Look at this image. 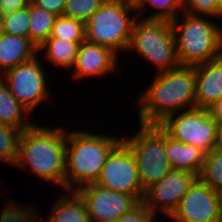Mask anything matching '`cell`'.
I'll return each instance as SVG.
<instances>
[{
    "label": "cell",
    "mask_w": 222,
    "mask_h": 222,
    "mask_svg": "<svg viewBox=\"0 0 222 222\" xmlns=\"http://www.w3.org/2000/svg\"><path fill=\"white\" fill-rule=\"evenodd\" d=\"M117 61V54L111 49L84 40L79 46L72 74L77 79L103 78L118 68Z\"/></svg>",
    "instance_id": "cell-14"
},
{
    "label": "cell",
    "mask_w": 222,
    "mask_h": 222,
    "mask_svg": "<svg viewBox=\"0 0 222 222\" xmlns=\"http://www.w3.org/2000/svg\"><path fill=\"white\" fill-rule=\"evenodd\" d=\"M135 51L157 67V73L181 66L171 21L157 19L135 20L127 51Z\"/></svg>",
    "instance_id": "cell-6"
},
{
    "label": "cell",
    "mask_w": 222,
    "mask_h": 222,
    "mask_svg": "<svg viewBox=\"0 0 222 222\" xmlns=\"http://www.w3.org/2000/svg\"><path fill=\"white\" fill-rule=\"evenodd\" d=\"M4 33L3 29V18L2 15L0 14V36Z\"/></svg>",
    "instance_id": "cell-35"
},
{
    "label": "cell",
    "mask_w": 222,
    "mask_h": 222,
    "mask_svg": "<svg viewBox=\"0 0 222 222\" xmlns=\"http://www.w3.org/2000/svg\"><path fill=\"white\" fill-rule=\"evenodd\" d=\"M97 185L133 196L139 203L143 201L145 191L139 178L135 157L129 147L121 141L107 156Z\"/></svg>",
    "instance_id": "cell-9"
},
{
    "label": "cell",
    "mask_w": 222,
    "mask_h": 222,
    "mask_svg": "<svg viewBox=\"0 0 222 222\" xmlns=\"http://www.w3.org/2000/svg\"><path fill=\"white\" fill-rule=\"evenodd\" d=\"M50 37L70 42H83L85 40V24L63 15L57 16Z\"/></svg>",
    "instance_id": "cell-24"
},
{
    "label": "cell",
    "mask_w": 222,
    "mask_h": 222,
    "mask_svg": "<svg viewBox=\"0 0 222 222\" xmlns=\"http://www.w3.org/2000/svg\"><path fill=\"white\" fill-rule=\"evenodd\" d=\"M68 193L56 200L46 222H91L82 198L75 191Z\"/></svg>",
    "instance_id": "cell-18"
},
{
    "label": "cell",
    "mask_w": 222,
    "mask_h": 222,
    "mask_svg": "<svg viewBox=\"0 0 222 222\" xmlns=\"http://www.w3.org/2000/svg\"><path fill=\"white\" fill-rule=\"evenodd\" d=\"M122 141L135 157L144 191L173 170L165 151V131L159 125H141L137 133Z\"/></svg>",
    "instance_id": "cell-7"
},
{
    "label": "cell",
    "mask_w": 222,
    "mask_h": 222,
    "mask_svg": "<svg viewBox=\"0 0 222 222\" xmlns=\"http://www.w3.org/2000/svg\"><path fill=\"white\" fill-rule=\"evenodd\" d=\"M155 75L138 99L140 125H159L171 114L196 107L194 67L180 66Z\"/></svg>",
    "instance_id": "cell-1"
},
{
    "label": "cell",
    "mask_w": 222,
    "mask_h": 222,
    "mask_svg": "<svg viewBox=\"0 0 222 222\" xmlns=\"http://www.w3.org/2000/svg\"><path fill=\"white\" fill-rule=\"evenodd\" d=\"M4 33L28 37L29 30V5L2 15Z\"/></svg>",
    "instance_id": "cell-26"
},
{
    "label": "cell",
    "mask_w": 222,
    "mask_h": 222,
    "mask_svg": "<svg viewBox=\"0 0 222 222\" xmlns=\"http://www.w3.org/2000/svg\"><path fill=\"white\" fill-rule=\"evenodd\" d=\"M83 200L91 222H115L139 202L131 195L111 191L95 183L75 191Z\"/></svg>",
    "instance_id": "cell-12"
},
{
    "label": "cell",
    "mask_w": 222,
    "mask_h": 222,
    "mask_svg": "<svg viewBox=\"0 0 222 222\" xmlns=\"http://www.w3.org/2000/svg\"><path fill=\"white\" fill-rule=\"evenodd\" d=\"M115 137L88 130L67 131L65 190L96 183L107 156L122 141V137Z\"/></svg>",
    "instance_id": "cell-3"
},
{
    "label": "cell",
    "mask_w": 222,
    "mask_h": 222,
    "mask_svg": "<svg viewBox=\"0 0 222 222\" xmlns=\"http://www.w3.org/2000/svg\"><path fill=\"white\" fill-rule=\"evenodd\" d=\"M216 7L217 0H183L182 12L192 15L209 16L215 20Z\"/></svg>",
    "instance_id": "cell-28"
},
{
    "label": "cell",
    "mask_w": 222,
    "mask_h": 222,
    "mask_svg": "<svg viewBox=\"0 0 222 222\" xmlns=\"http://www.w3.org/2000/svg\"><path fill=\"white\" fill-rule=\"evenodd\" d=\"M132 13L135 10L131 0H105L85 23V40L117 55L118 51H127L137 19Z\"/></svg>",
    "instance_id": "cell-5"
},
{
    "label": "cell",
    "mask_w": 222,
    "mask_h": 222,
    "mask_svg": "<svg viewBox=\"0 0 222 222\" xmlns=\"http://www.w3.org/2000/svg\"><path fill=\"white\" fill-rule=\"evenodd\" d=\"M39 61L36 55L0 75L7 83L13 97L31 114L49 96L47 75Z\"/></svg>",
    "instance_id": "cell-10"
},
{
    "label": "cell",
    "mask_w": 222,
    "mask_h": 222,
    "mask_svg": "<svg viewBox=\"0 0 222 222\" xmlns=\"http://www.w3.org/2000/svg\"><path fill=\"white\" fill-rule=\"evenodd\" d=\"M151 211L141 202L129 213L124 214L115 222H152L156 220Z\"/></svg>",
    "instance_id": "cell-29"
},
{
    "label": "cell",
    "mask_w": 222,
    "mask_h": 222,
    "mask_svg": "<svg viewBox=\"0 0 222 222\" xmlns=\"http://www.w3.org/2000/svg\"><path fill=\"white\" fill-rule=\"evenodd\" d=\"M82 42H70L64 39L49 37L38 49V53L45 51V57L49 62L64 69L73 68Z\"/></svg>",
    "instance_id": "cell-20"
},
{
    "label": "cell",
    "mask_w": 222,
    "mask_h": 222,
    "mask_svg": "<svg viewBox=\"0 0 222 222\" xmlns=\"http://www.w3.org/2000/svg\"><path fill=\"white\" fill-rule=\"evenodd\" d=\"M36 55H38V49L29 37L3 33L0 36V75Z\"/></svg>",
    "instance_id": "cell-17"
},
{
    "label": "cell",
    "mask_w": 222,
    "mask_h": 222,
    "mask_svg": "<svg viewBox=\"0 0 222 222\" xmlns=\"http://www.w3.org/2000/svg\"><path fill=\"white\" fill-rule=\"evenodd\" d=\"M34 0H27L28 3H33Z\"/></svg>",
    "instance_id": "cell-36"
},
{
    "label": "cell",
    "mask_w": 222,
    "mask_h": 222,
    "mask_svg": "<svg viewBox=\"0 0 222 222\" xmlns=\"http://www.w3.org/2000/svg\"><path fill=\"white\" fill-rule=\"evenodd\" d=\"M30 116L31 113L13 97L7 83L0 76V123L23 131L33 125L26 119Z\"/></svg>",
    "instance_id": "cell-19"
},
{
    "label": "cell",
    "mask_w": 222,
    "mask_h": 222,
    "mask_svg": "<svg viewBox=\"0 0 222 222\" xmlns=\"http://www.w3.org/2000/svg\"><path fill=\"white\" fill-rule=\"evenodd\" d=\"M105 0H66L63 16L84 24Z\"/></svg>",
    "instance_id": "cell-27"
},
{
    "label": "cell",
    "mask_w": 222,
    "mask_h": 222,
    "mask_svg": "<svg viewBox=\"0 0 222 222\" xmlns=\"http://www.w3.org/2000/svg\"><path fill=\"white\" fill-rule=\"evenodd\" d=\"M213 119L219 125H222V99L215 103L211 108L208 109Z\"/></svg>",
    "instance_id": "cell-32"
},
{
    "label": "cell",
    "mask_w": 222,
    "mask_h": 222,
    "mask_svg": "<svg viewBox=\"0 0 222 222\" xmlns=\"http://www.w3.org/2000/svg\"><path fill=\"white\" fill-rule=\"evenodd\" d=\"M198 178L222 194V147L216 146L206 153Z\"/></svg>",
    "instance_id": "cell-23"
},
{
    "label": "cell",
    "mask_w": 222,
    "mask_h": 222,
    "mask_svg": "<svg viewBox=\"0 0 222 222\" xmlns=\"http://www.w3.org/2000/svg\"><path fill=\"white\" fill-rule=\"evenodd\" d=\"M165 151L173 170L199 175L206 153L191 144H183L165 132Z\"/></svg>",
    "instance_id": "cell-16"
},
{
    "label": "cell",
    "mask_w": 222,
    "mask_h": 222,
    "mask_svg": "<svg viewBox=\"0 0 222 222\" xmlns=\"http://www.w3.org/2000/svg\"><path fill=\"white\" fill-rule=\"evenodd\" d=\"M134 10L137 12L135 13L138 16L140 11L145 10L146 6L156 9L154 10L155 13L152 12L149 16L145 19H157V20H167L172 21L174 20L178 14H182L183 11V0H131ZM179 11V12H178Z\"/></svg>",
    "instance_id": "cell-22"
},
{
    "label": "cell",
    "mask_w": 222,
    "mask_h": 222,
    "mask_svg": "<svg viewBox=\"0 0 222 222\" xmlns=\"http://www.w3.org/2000/svg\"><path fill=\"white\" fill-rule=\"evenodd\" d=\"M182 13L184 19L180 21V16H177L171 21L181 66L194 67L220 57L222 25L218 26L219 24L209 20L212 18L209 16Z\"/></svg>",
    "instance_id": "cell-4"
},
{
    "label": "cell",
    "mask_w": 222,
    "mask_h": 222,
    "mask_svg": "<svg viewBox=\"0 0 222 222\" xmlns=\"http://www.w3.org/2000/svg\"><path fill=\"white\" fill-rule=\"evenodd\" d=\"M222 19V0H217L216 18Z\"/></svg>",
    "instance_id": "cell-33"
},
{
    "label": "cell",
    "mask_w": 222,
    "mask_h": 222,
    "mask_svg": "<svg viewBox=\"0 0 222 222\" xmlns=\"http://www.w3.org/2000/svg\"><path fill=\"white\" fill-rule=\"evenodd\" d=\"M159 126L173 139L209 153L218 146V123L208 110L193 107L166 117Z\"/></svg>",
    "instance_id": "cell-8"
},
{
    "label": "cell",
    "mask_w": 222,
    "mask_h": 222,
    "mask_svg": "<svg viewBox=\"0 0 222 222\" xmlns=\"http://www.w3.org/2000/svg\"><path fill=\"white\" fill-rule=\"evenodd\" d=\"M22 130L0 123V160L16 164Z\"/></svg>",
    "instance_id": "cell-25"
},
{
    "label": "cell",
    "mask_w": 222,
    "mask_h": 222,
    "mask_svg": "<svg viewBox=\"0 0 222 222\" xmlns=\"http://www.w3.org/2000/svg\"><path fill=\"white\" fill-rule=\"evenodd\" d=\"M67 128L42 127L33 124L23 130L19 139L16 166L30 168L39 178L65 189Z\"/></svg>",
    "instance_id": "cell-2"
},
{
    "label": "cell",
    "mask_w": 222,
    "mask_h": 222,
    "mask_svg": "<svg viewBox=\"0 0 222 222\" xmlns=\"http://www.w3.org/2000/svg\"><path fill=\"white\" fill-rule=\"evenodd\" d=\"M33 4L43 8L57 16L63 15L66 0H34Z\"/></svg>",
    "instance_id": "cell-30"
},
{
    "label": "cell",
    "mask_w": 222,
    "mask_h": 222,
    "mask_svg": "<svg viewBox=\"0 0 222 222\" xmlns=\"http://www.w3.org/2000/svg\"><path fill=\"white\" fill-rule=\"evenodd\" d=\"M57 15L33 3H29L28 37L39 48L51 35Z\"/></svg>",
    "instance_id": "cell-21"
},
{
    "label": "cell",
    "mask_w": 222,
    "mask_h": 222,
    "mask_svg": "<svg viewBox=\"0 0 222 222\" xmlns=\"http://www.w3.org/2000/svg\"><path fill=\"white\" fill-rule=\"evenodd\" d=\"M28 5L27 0H0V14L22 9Z\"/></svg>",
    "instance_id": "cell-31"
},
{
    "label": "cell",
    "mask_w": 222,
    "mask_h": 222,
    "mask_svg": "<svg viewBox=\"0 0 222 222\" xmlns=\"http://www.w3.org/2000/svg\"><path fill=\"white\" fill-rule=\"evenodd\" d=\"M218 146L222 147V125H219Z\"/></svg>",
    "instance_id": "cell-34"
},
{
    "label": "cell",
    "mask_w": 222,
    "mask_h": 222,
    "mask_svg": "<svg viewBox=\"0 0 222 222\" xmlns=\"http://www.w3.org/2000/svg\"><path fill=\"white\" fill-rule=\"evenodd\" d=\"M222 194L199 178L169 216L177 222H221Z\"/></svg>",
    "instance_id": "cell-11"
},
{
    "label": "cell",
    "mask_w": 222,
    "mask_h": 222,
    "mask_svg": "<svg viewBox=\"0 0 222 222\" xmlns=\"http://www.w3.org/2000/svg\"><path fill=\"white\" fill-rule=\"evenodd\" d=\"M197 178L198 175L188 171L172 170L145 191L142 203L154 216L159 209L170 216Z\"/></svg>",
    "instance_id": "cell-13"
},
{
    "label": "cell",
    "mask_w": 222,
    "mask_h": 222,
    "mask_svg": "<svg viewBox=\"0 0 222 222\" xmlns=\"http://www.w3.org/2000/svg\"><path fill=\"white\" fill-rule=\"evenodd\" d=\"M196 77L195 105L208 110L222 99V55L194 66Z\"/></svg>",
    "instance_id": "cell-15"
}]
</instances>
